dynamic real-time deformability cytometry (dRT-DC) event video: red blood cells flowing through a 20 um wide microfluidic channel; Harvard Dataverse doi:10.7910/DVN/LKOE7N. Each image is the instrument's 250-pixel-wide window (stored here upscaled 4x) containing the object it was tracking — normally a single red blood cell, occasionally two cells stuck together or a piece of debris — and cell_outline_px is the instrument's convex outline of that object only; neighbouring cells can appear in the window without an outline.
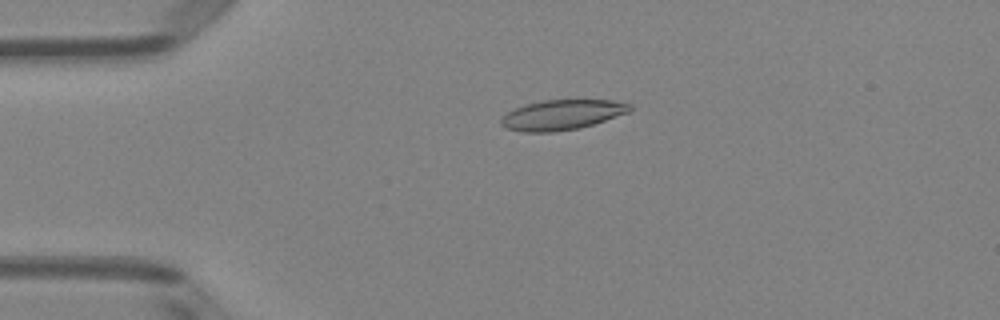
{"species": "Egyptian fruit bat (a non-hibernating species)", "species_latin": "Rousettus aegyptiacus", "temperature_condition": "room temperature", "stored_images_in_passage": 51, "camera_frame_rate_fps": 3000, "um_per_image_px": 0.085, "animal": {"sex": "female"}, "frame": {"image": 1, "passage_image": 12, "time_ms": 3.667, "image_size_px": [1000, 320], "cell_outline_px": [[632, 108], [628, 112], [580, 128], [552, 132], [520, 132], [504, 128], [500, 124], [500, 120], [512, 108], [544, 100], [612, 100], [632, 104]], "centroid_in_image_um": [47.72, 9.76], "position_along_channel_um": 37.3, "area_um2": 22.48}}
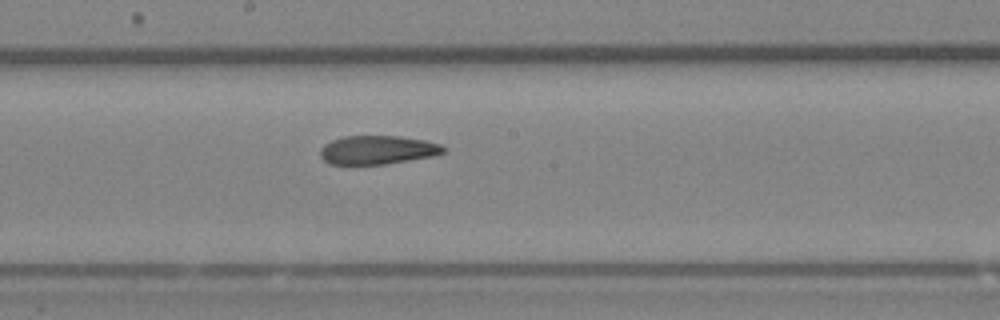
{"frame": {"image": 2, "passage_image": 28, "time_ms": 9.0, "image_size_px": [1000, 320], "cell_outline_px": [[444, 152], [432, 156], [384, 164], [328, 164], [320, 156], [320, 148], [324, 144], [332, 140], [344, 136], [400, 136], [424, 140], [440, 144], [444, 148]], "centroid_in_image_um": [32.04, 12.74], "position_along_channel_um": 216.2, "area_um2": 20.46}}
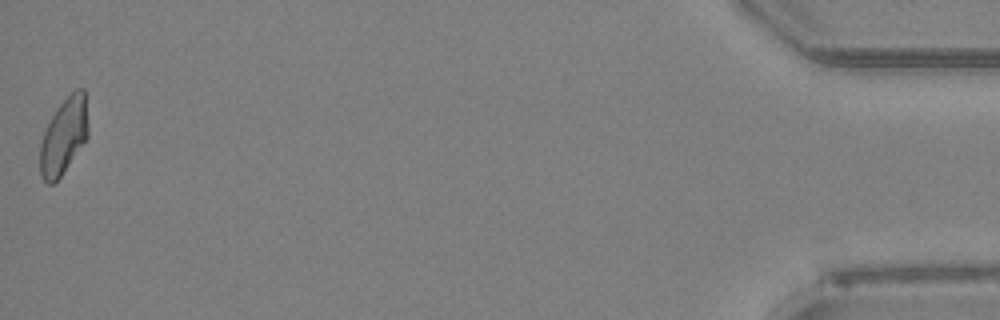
{"frame": {"image": 3, "passage_image": 51, "time_ms": 16.667, "image_size_px": [1000, 320], "cell_outline_px": [[88, 136], [60, 176], [52, 184], [48, 184], [40, 176], [40, 144], [44, 132], [56, 108], [76, 88], [84, 88], [88, 128]], "centroid_in_image_um": [5.41, 11.56], "position_along_channel_um": 429.8, "area_um2": 20.92}, "authors_computed_cell_mechanics": {"area_um2": 21.7328, "velocity_mm_per_s": 4.0297, "shape_relaxation_time_tau1_ms": null, "shape_relaxation_time_tau2_ms": 3.2392, "deformation_change_tau1": null, "deformation_change_tau2": 0.1058}}